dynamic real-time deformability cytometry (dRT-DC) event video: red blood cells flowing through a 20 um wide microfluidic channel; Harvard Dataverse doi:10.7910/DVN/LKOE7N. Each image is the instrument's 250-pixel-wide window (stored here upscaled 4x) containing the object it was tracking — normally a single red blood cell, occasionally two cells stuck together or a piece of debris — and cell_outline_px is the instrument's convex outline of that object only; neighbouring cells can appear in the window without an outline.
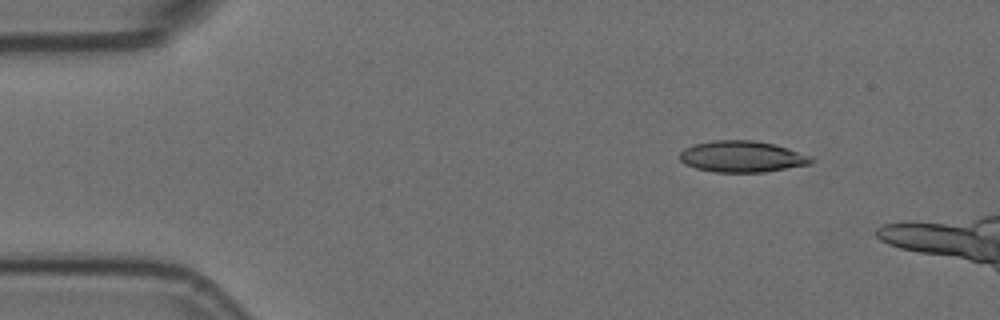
{"species": "Egyptian fruit bat (a non-hibernating species)", "species_latin": "Rousettus aegyptiacus", "temperature_condition": "room temperature", "stored_images_in_passage": 10, "camera_frame_rate_fps": 3000, "um_per_image_px": 0.085, "animal": {"sex": "female"}, "frame": {"image": 1, "passage_image": 1, "time_ms": 0.0, "image_size_px": [1000, 320], "cell_outline_px": [[816, 160], [812, 164], [764, 172], [712, 172], [696, 168], [684, 164], [680, 160], [680, 152], [684, 148], [696, 144], [712, 140], [752, 140], [776, 144], [812, 156]], "centroid_in_image_um": [63.11, 13.31], "position_along_channel_um": 21.9, "area_um2": 24.22}}